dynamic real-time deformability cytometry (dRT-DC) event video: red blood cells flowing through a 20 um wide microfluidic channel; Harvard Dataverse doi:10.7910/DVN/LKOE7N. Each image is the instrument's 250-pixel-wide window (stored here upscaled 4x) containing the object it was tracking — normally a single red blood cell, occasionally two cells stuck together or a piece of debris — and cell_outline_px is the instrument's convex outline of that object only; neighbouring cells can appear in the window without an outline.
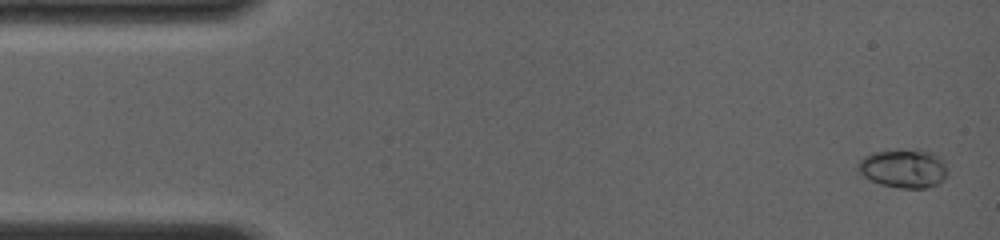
{"species": "common noctule bat (a hibernating species)", "species_latin": "Nyctalus noctula", "temperature_condition": "room temperature", "stored_images_in_passage": 29, "camera_frame_rate_fps": 4000, "um_per_image_px": 0.085, "animal": {"sex": "female", "body_mass_g": 19.0, "forearm_length_mm": 56.7}, "frame": {"image": 1, "passage_image": 1, "time_ms": 0.0, "image_size_px": [1000, 240], "cell_outline_px": [[948, 172], [944, 180], [940, 184], [928, 188], [900, 188], [880, 184], [864, 176], [856, 168], [860, 160], [864, 156], [876, 152], [932, 152], [944, 160]], "centroid_in_image_um": [76.85, 14.38], "position_along_channel_um": 8.2, "area_um2": 19.65}}
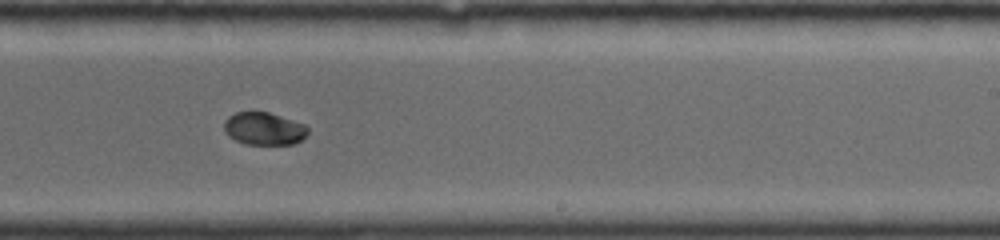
{"frame": {"image": 2, "passage_image": 17, "time_ms": 9.25, "image_size_px": [1000, 240], "cell_outline_px": [[308, 132], [300, 140], [292, 144], [244, 144], [228, 136], [224, 132], [224, 120], [228, 116], [236, 112], [252, 108], [268, 112], [304, 124], [308, 128]], "centroid_in_image_um": [22.36, 10.89], "position_along_channel_um": 266.6, "area_um2": 16.3}}
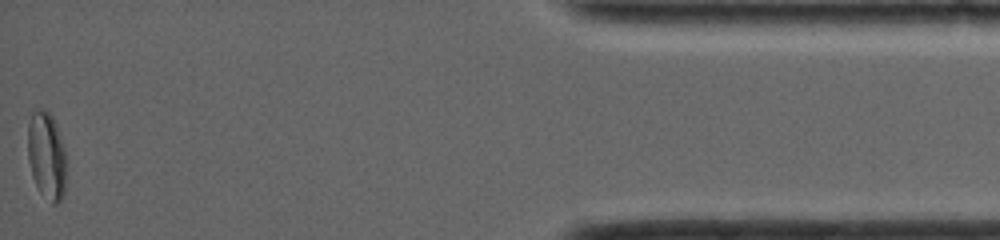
{"frame": {"image": 3, "passage_image": 29, "time_ms": 15.0, "image_size_px": [1000, 240], "cell_outline_px": [[68, 176], [64, 196], [56, 204], [52, 204], [40, 192], [32, 176], [28, 160], [28, 124], [32, 112], [36, 108], [40, 108], [48, 112], [52, 116], [56, 124], [68, 160]], "centroid_in_image_um": [4.01, 13.27], "position_along_channel_um": 431.2, "area_um2": 20.35}, "authors_computed_cell_mechanics": {"area_um2": 17.1088, "velocity_mm_per_s": 4.0851, "shape_relaxation_time_tau1_ms": 5.936, "shape_relaxation_time_tau2_ms": null, "deformation_change_tau1": 0.1564, "deformation_change_tau2": null}}